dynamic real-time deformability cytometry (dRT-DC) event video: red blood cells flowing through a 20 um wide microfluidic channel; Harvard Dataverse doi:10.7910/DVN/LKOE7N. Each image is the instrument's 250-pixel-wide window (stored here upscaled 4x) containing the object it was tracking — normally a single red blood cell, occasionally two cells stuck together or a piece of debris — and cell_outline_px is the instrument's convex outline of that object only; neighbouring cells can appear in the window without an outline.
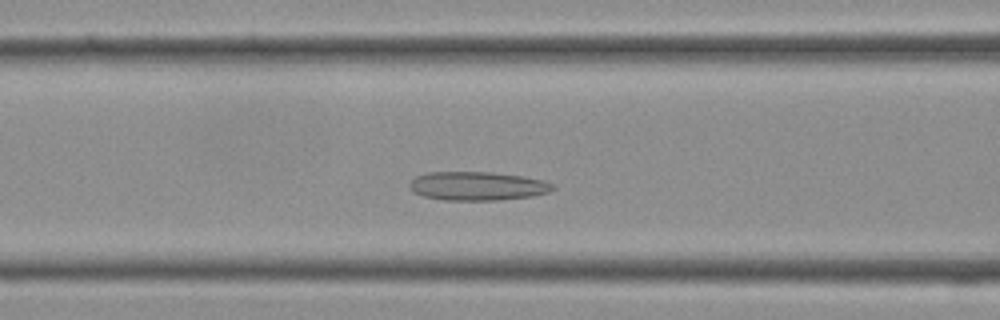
{"species": "Egyptian fruit bat (a non-hibernating species)", "species_latin": "Rousettus aegyptiacus", "temperature_condition": "cold", "stored_images_in_passage": 32, "camera_frame_rate_fps": 3000, "um_per_image_px": 0.085, "frame": {"image": 1, "passage_image": 9, "time_ms": 2.667, "image_size_px": [1000, 320], "cell_outline_px": [[556, 188], [548, 192], [532, 196], [500, 200], [444, 200], [424, 196], [416, 192], [408, 184], [416, 176], [428, 172], [492, 172], [524, 176], [544, 180], [556, 184]], "centroid_in_image_um": [40.65, 15.8], "position_along_channel_um": 126.0, "area_um2": 24.04}}
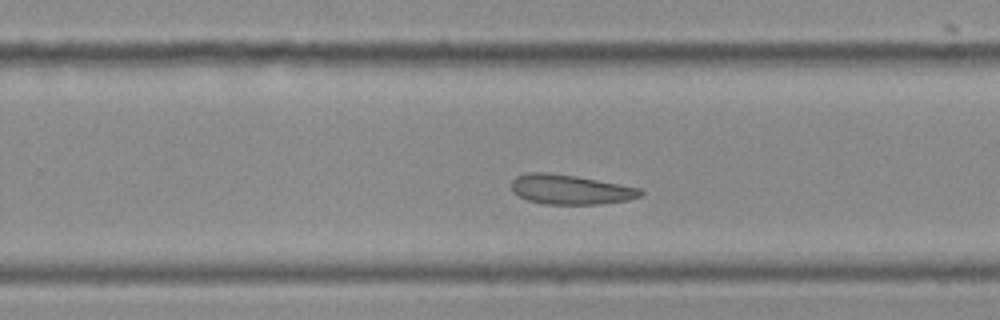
{"frame": {"image": 2, "passage_image": 18, "time_ms": 5.667, "image_size_px": [1000, 320], "cell_outline_px": [[644, 192], [640, 196], [628, 200], [600, 204], [544, 204], [528, 200], [512, 192], [512, 180], [516, 176], [528, 172], [548, 172], [576, 176], [640, 188]], "centroid_in_image_um": [48.46, 16.1], "position_along_channel_um": 281.3, "area_um2": 22.25}}
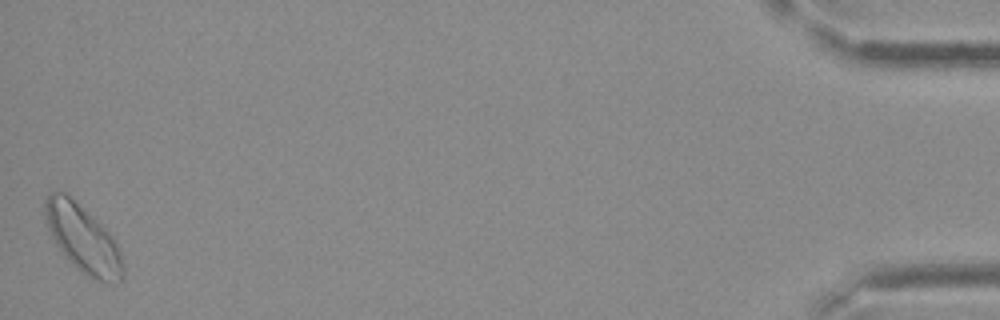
{"frame": {"image": 3, "passage_image": 32, "time_ms": 10.333, "image_size_px": [1000, 320], "cell_outline_px": [[124, 276], [120, 280], [112, 284], [108, 284], [96, 280], [80, 272], [64, 256], [56, 244], [44, 220], [44, 200], [48, 192], [64, 192], [96, 220], [116, 240], [120, 252], [124, 268]], "centroid_in_image_um": [7.04, 20.33], "position_along_channel_um": 428.2, "area_um2": 30.63}}